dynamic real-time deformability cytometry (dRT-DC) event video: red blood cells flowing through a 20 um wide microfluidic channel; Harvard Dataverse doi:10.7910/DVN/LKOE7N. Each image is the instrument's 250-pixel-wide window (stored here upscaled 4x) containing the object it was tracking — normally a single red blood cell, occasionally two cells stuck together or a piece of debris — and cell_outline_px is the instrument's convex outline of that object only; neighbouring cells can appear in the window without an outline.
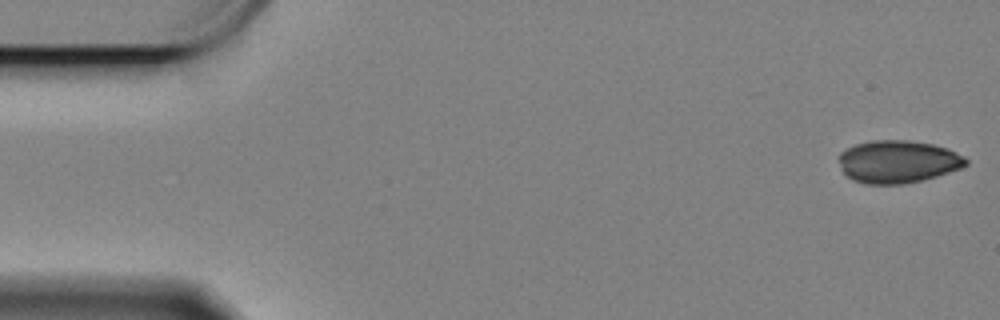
{"species": "Egyptian fruit bat (a non-hibernating species)", "species_latin": "Rousettus aegyptiacus", "temperature_condition": "cold", "stored_images_in_passage": 58, "camera_frame_rate_fps": 3000, "um_per_image_px": 0.085, "animal": {"sex": "female"}, "frame": {"image": 1, "passage_image": 1, "time_ms": 0.0, "image_size_px": [1000, 320], "cell_outline_px": [[968, 164], [960, 168], [924, 180], [904, 184], [864, 184], [852, 180], [840, 168], [840, 152], [856, 144], [872, 140], [908, 140], [932, 144], [948, 148], [964, 156], [968, 160]], "centroid_in_image_um": [76.33, 13.74], "position_along_channel_um": 8.7, "area_um2": 31.62}}
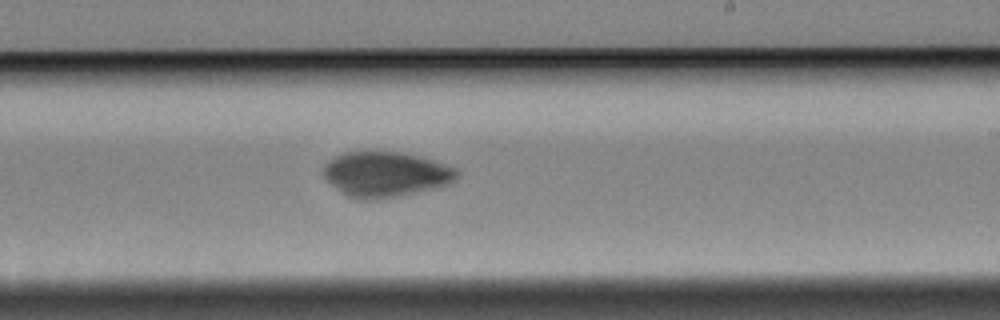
{"frame": {"image": 2, "passage_image": 34, "time_ms": 11.0, "image_size_px": [1000, 320], "cell_outline_px": [[460, 172], [456, 180], [440, 188], [380, 200], [360, 200], [348, 196], [332, 184], [324, 176], [324, 164], [328, 160], [344, 152], [400, 152], [420, 156], [456, 168]], "centroid_in_image_um": [32.83, 14.83], "position_along_channel_um": 256.2, "area_um2": 35.37}}
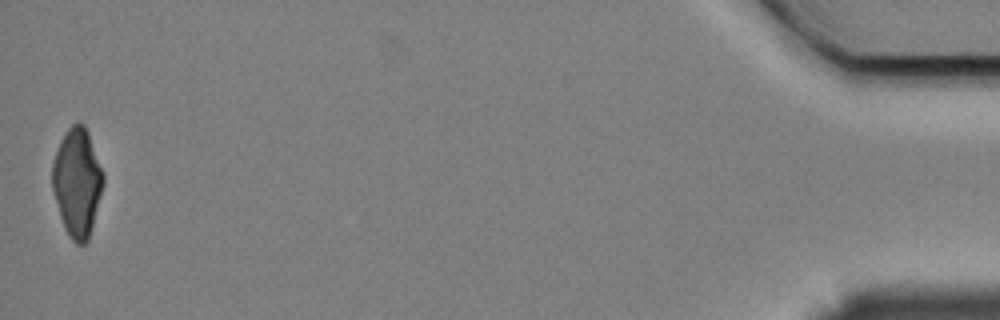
{"frame": {"image": 3, "passage_image": 58, "time_ms": 19.0, "image_size_px": [1000, 320], "cell_outline_px": [[104, 180], [92, 228], [88, 240], [84, 244], [76, 244], [72, 240], [64, 228], [52, 192], [52, 164], [60, 140], [68, 128], [76, 120], [84, 124], [88, 132], [104, 172]], "centroid_in_image_um": [6.55, 15.48], "position_along_channel_um": 428.6, "area_um2": 32.25}}